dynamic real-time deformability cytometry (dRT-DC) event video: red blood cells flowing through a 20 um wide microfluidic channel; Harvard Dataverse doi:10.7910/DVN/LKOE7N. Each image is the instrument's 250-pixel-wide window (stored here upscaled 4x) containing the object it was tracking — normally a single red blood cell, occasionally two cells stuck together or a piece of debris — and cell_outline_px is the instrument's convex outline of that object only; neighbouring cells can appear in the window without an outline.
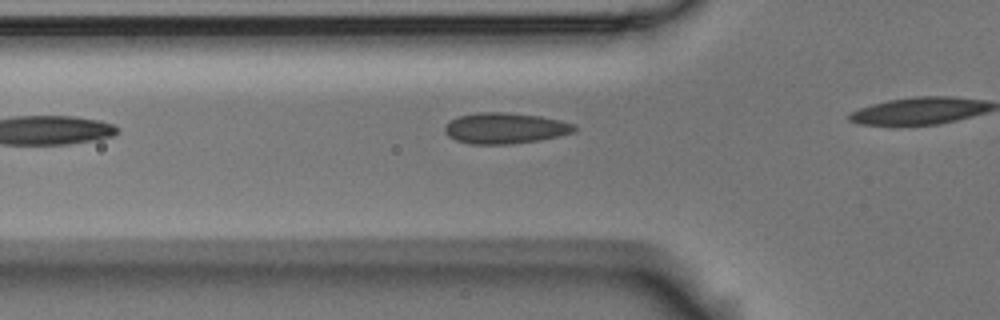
{"species": "Egyptian fruit bat (a non-hibernating species)", "species_latin": "Rousettus aegyptiacus", "temperature_condition": "room temperature", "stored_images_in_passage": 4, "camera_frame_rate_fps": 3000, "um_per_image_px": 0.085, "animal": {"sex": "male"}, "frame": {"image": 1, "passage_image": 3, "time_ms": 0.667, "image_size_px": [1000, 320], "cell_outline_px": [[580, 128], [576, 132], [560, 136], [540, 140], [508, 144], [472, 144], [456, 140], [448, 136], [444, 132], [444, 128], [452, 120], [460, 116], [476, 112], [504, 112], [540, 116], [560, 120], [576, 124]], "centroid_in_image_um": [43.01, 10.9], "position_along_channel_um": 82.8, "area_um2": 23.47}}